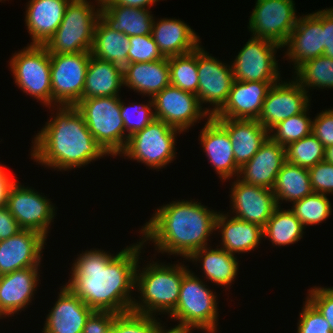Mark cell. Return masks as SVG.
<instances>
[{
  "label": "cell",
  "mask_w": 333,
  "mask_h": 333,
  "mask_svg": "<svg viewBox=\"0 0 333 333\" xmlns=\"http://www.w3.org/2000/svg\"><path fill=\"white\" fill-rule=\"evenodd\" d=\"M144 246L139 239L115 255L98 248L82 251L71 266L65 286L93 310L117 314L131 311L137 297L132 296L136 269Z\"/></svg>",
  "instance_id": "cell-1"
},
{
  "label": "cell",
  "mask_w": 333,
  "mask_h": 333,
  "mask_svg": "<svg viewBox=\"0 0 333 333\" xmlns=\"http://www.w3.org/2000/svg\"><path fill=\"white\" fill-rule=\"evenodd\" d=\"M47 108L53 112L31 142L30 156L34 162L63 172L110 156L94 139L76 106Z\"/></svg>",
  "instance_id": "cell-2"
},
{
  "label": "cell",
  "mask_w": 333,
  "mask_h": 333,
  "mask_svg": "<svg viewBox=\"0 0 333 333\" xmlns=\"http://www.w3.org/2000/svg\"><path fill=\"white\" fill-rule=\"evenodd\" d=\"M218 213L195 199L172 201L159 206L139 234L143 244L153 243L157 253L179 256L185 262L198 249L210 246Z\"/></svg>",
  "instance_id": "cell-3"
},
{
  "label": "cell",
  "mask_w": 333,
  "mask_h": 333,
  "mask_svg": "<svg viewBox=\"0 0 333 333\" xmlns=\"http://www.w3.org/2000/svg\"><path fill=\"white\" fill-rule=\"evenodd\" d=\"M158 262L152 259L140 267L139 260L135 275V291L139 294L131 311L157 317L161 314L169 316L175 310L181 282L189 266L179 260L175 264Z\"/></svg>",
  "instance_id": "cell-4"
},
{
  "label": "cell",
  "mask_w": 333,
  "mask_h": 333,
  "mask_svg": "<svg viewBox=\"0 0 333 333\" xmlns=\"http://www.w3.org/2000/svg\"><path fill=\"white\" fill-rule=\"evenodd\" d=\"M199 277L190 269L184 274L176 308L167 318L178 320V325L172 328L216 333L218 295L206 285L207 281Z\"/></svg>",
  "instance_id": "cell-5"
},
{
  "label": "cell",
  "mask_w": 333,
  "mask_h": 333,
  "mask_svg": "<svg viewBox=\"0 0 333 333\" xmlns=\"http://www.w3.org/2000/svg\"><path fill=\"white\" fill-rule=\"evenodd\" d=\"M93 1L69 2L61 24L44 45L50 55L91 51L95 27L101 17V0Z\"/></svg>",
  "instance_id": "cell-6"
},
{
  "label": "cell",
  "mask_w": 333,
  "mask_h": 333,
  "mask_svg": "<svg viewBox=\"0 0 333 333\" xmlns=\"http://www.w3.org/2000/svg\"><path fill=\"white\" fill-rule=\"evenodd\" d=\"M121 96L81 99L75 106L85 119L94 139L110 157H117L125 148L128 134L121 117Z\"/></svg>",
  "instance_id": "cell-7"
},
{
  "label": "cell",
  "mask_w": 333,
  "mask_h": 333,
  "mask_svg": "<svg viewBox=\"0 0 333 333\" xmlns=\"http://www.w3.org/2000/svg\"><path fill=\"white\" fill-rule=\"evenodd\" d=\"M182 132L162 120L154 119L143 130L128 138L118 156L144 163L149 169L161 170L176 158V138Z\"/></svg>",
  "instance_id": "cell-8"
},
{
  "label": "cell",
  "mask_w": 333,
  "mask_h": 333,
  "mask_svg": "<svg viewBox=\"0 0 333 333\" xmlns=\"http://www.w3.org/2000/svg\"><path fill=\"white\" fill-rule=\"evenodd\" d=\"M9 68L17 87L45 107H52L50 54L44 45H30L15 51Z\"/></svg>",
  "instance_id": "cell-9"
},
{
  "label": "cell",
  "mask_w": 333,
  "mask_h": 333,
  "mask_svg": "<svg viewBox=\"0 0 333 333\" xmlns=\"http://www.w3.org/2000/svg\"><path fill=\"white\" fill-rule=\"evenodd\" d=\"M282 47L273 41L250 37L232 60L234 80L279 82L280 69L276 53Z\"/></svg>",
  "instance_id": "cell-10"
},
{
  "label": "cell",
  "mask_w": 333,
  "mask_h": 333,
  "mask_svg": "<svg viewBox=\"0 0 333 333\" xmlns=\"http://www.w3.org/2000/svg\"><path fill=\"white\" fill-rule=\"evenodd\" d=\"M91 52L50 55L52 107L75 106L82 98Z\"/></svg>",
  "instance_id": "cell-11"
},
{
  "label": "cell",
  "mask_w": 333,
  "mask_h": 333,
  "mask_svg": "<svg viewBox=\"0 0 333 333\" xmlns=\"http://www.w3.org/2000/svg\"><path fill=\"white\" fill-rule=\"evenodd\" d=\"M252 10L247 25L251 36L273 41L281 47L299 19L294 0H256Z\"/></svg>",
  "instance_id": "cell-12"
},
{
  "label": "cell",
  "mask_w": 333,
  "mask_h": 333,
  "mask_svg": "<svg viewBox=\"0 0 333 333\" xmlns=\"http://www.w3.org/2000/svg\"><path fill=\"white\" fill-rule=\"evenodd\" d=\"M211 55L202 45L197 48V97L202 108L213 117L226 102L235 80L231 63L229 65ZM203 104L209 106L204 107Z\"/></svg>",
  "instance_id": "cell-13"
},
{
  "label": "cell",
  "mask_w": 333,
  "mask_h": 333,
  "mask_svg": "<svg viewBox=\"0 0 333 333\" xmlns=\"http://www.w3.org/2000/svg\"><path fill=\"white\" fill-rule=\"evenodd\" d=\"M54 205L47 195L17 180L9 191L6 207L22 229H32L47 238L57 214Z\"/></svg>",
  "instance_id": "cell-14"
},
{
  "label": "cell",
  "mask_w": 333,
  "mask_h": 333,
  "mask_svg": "<svg viewBox=\"0 0 333 333\" xmlns=\"http://www.w3.org/2000/svg\"><path fill=\"white\" fill-rule=\"evenodd\" d=\"M155 119L183 132L211 116L202 108L197 95L169 85L151 98Z\"/></svg>",
  "instance_id": "cell-15"
},
{
  "label": "cell",
  "mask_w": 333,
  "mask_h": 333,
  "mask_svg": "<svg viewBox=\"0 0 333 333\" xmlns=\"http://www.w3.org/2000/svg\"><path fill=\"white\" fill-rule=\"evenodd\" d=\"M287 80L281 79V82L273 84L263 102L257 120L268 131L281 121L304 112L311 105L309 93L294 78Z\"/></svg>",
  "instance_id": "cell-16"
},
{
  "label": "cell",
  "mask_w": 333,
  "mask_h": 333,
  "mask_svg": "<svg viewBox=\"0 0 333 333\" xmlns=\"http://www.w3.org/2000/svg\"><path fill=\"white\" fill-rule=\"evenodd\" d=\"M230 215L233 217L265 226L278 207L271 189L247 184L237 178L231 183Z\"/></svg>",
  "instance_id": "cell-17"
},
{
  "label": "cell",
  "mask_w": 333,
  "mask_h": 333,
  "mask_svg": "<svg viewBox=\"0 0 333 333\" xmlns=\"http://www.w3.org/2000/svg\"><path fill=\"white\" fill-rule=\"evenodd\" d=\"M282 48H287L283 58L287 57L286 60L292 63L293 71L305 62L322 56V10L299 16L296 26Z\"/></svg>",
  "instance_id": "cell-18"
},
{
  "label": "cell",
  "mask_w": 333,
  "mask_h": 333,
  "mask_svg": "<svg viewBox=\"0 0 333 333\" xmlns=\"http://www.w3.org/2000/svg\"><path fill=\"white\" fill-rule=\"evenodd\" d=\"M47 238L32 229L0 240V275L28 267H41Z\"/></svg>",
  "instance_id": "cell-19"
},
{
  "label": "cell",
  "mask_w": 333,
  "mask_h": 333,
  "mask_svg": "<svg viewBox=\"0 0 333 333\" xmlns=\"http://www.w3.org/2000/svg\"><path fill=\"white\" fill-rule=\"evenodd\" d=\"M40 271V267H28L0 275V319L28 308L35 299Z\"/></svg>",
  "instance_id": "cell-20"
},
{
  "label": "cell",
  "mask_w": 333,
  "mask_h": 333,
  "mask_svg": "<svg viewBox=\"0 0 333 333\" xmlns=\"http://www.w3.org/2000/svg\"><path fill=\"white\" fill-rule=\"evenodd\" d=\"M277 82H233L223 107L214 119H258L263 102L273 84Z\"/></svg>",
  "instance_id": "cell-21"
},
{
  "label": "cell",
  "mask_w": 333,
  "mask_h": 333,
  "mask_svg": "<svg viewBox=\"0 0 333 333\" xmlns=\"http://www.w3.org/2000/svg\"><path fill=\"white\" fill-rule=\"evenodd\" d=\"M198 136L208 162L222 181L237 178L239 167L235 163L233 146L228 132L213 118L205 121Z\"/></svg>",
  "instance_id": "cell-22"
},
{
  "label": "cell",
  "mask_w": 333,
  "mask_h": 333,
  "mask_svg": "<svg viewBox=\"0 0 333 333\" xmlns=\"http://www.w3.org/2000/svg\"><path fill=\"white\" fill-rule=\"evenodd\" d=\"M58 292L57 301L48 310L42 333H82L89 315L94 311L67 286Z\"/></svg>",
  "instance_id": "cell-23"
},
{
  "label": "cell",
  "mask_w": 333,
  "mask_h": 333,
  "mask_svg": "<svg viewBox=\"0 0 333 333\" xmlns=\"http://www.w3.org/2000/svg\"><path fill=\"white\" fill-rule=\"evenodd\" d=\"M285 162V147L268 137L258 152L239 168L237 179L272 190Z\"/></svg>",
  "instance_id": "cell-24"
},
{
  "label": "cell",
  "mask_w": 333,
  "mask_h": 333,
  "mask_svg": "<svg viewBox=\"0 0 333 333\" xmlns=\"http://www.w3.org/2000/svg\"><path fill=\"white\" fill-rule=\"evenodd\" d=\"M71 0H29L25 9V26L30 45H45L61 24Z\"/></svg>",
  "instance_id": "cell-25"
},
{
  "label": "cell",
  "mask_w": 333,
  "mask_h": 333,
  "mask_svg": "<svg viewBox=\"0 0 333 333\" xmlns=\"http://www.w3.org/2000/svg\"><path fill=\"white\" fill-rule=\"evenodd\" d=\"M154 18L152 37L163 57L170 58L196 50L201 38L187 23L174 18Z\"/></svg>",
  "instance_id": "cell-26"
},
{
  "label": "cell",
  "mask_w": 333,
  "mask_h": 333,
  "mask_svg": "<svg viewBox=\"0 0 333 333\" xmlns=\"http://www.w3.org/2000/svg\"><path fill=\"white\" fill-rule=\"evenodd\" d=\"M215 231L221 235V244L217 246L234 256L256 250L263 239L261 226L230 216L229 212L219 211Z\"/></svg>",
  "instance_id": "cell-27"
},
{
  "label": "cell",
  "mask_w": 333,
  "mask_h": 333,
  "mask_svg": "<svg viewBox=\"0 0 333 333\" xmlns=\"http://www.w3.org/2000/svg\"><path fill=\"white\" fill-rule=\"evenodd\" d=\"M229 134L235 163H247L269 137V131L257 119H215Z\"/></svg>",
  "instance_id": "cell-28"
},
{
  "label": "cell",
  "mask_w": 333,
  "mask_h": 333,
  "mask_svg": "<svg viewBox=\"0 0 333 333\" xmlns=\"http://www.w3.org/2000/svg\"><path fill=\"white\" fill-rule=\"evenodd\" d=\"M203 247L195 251L187 260L195 262L201 269L202 276L209 283H214L222 288L230 289L232 283L236 280L239 271V261L237 256L232 255L228 251L216 246ZM204 274V276H203Z\"/></svg>",
  "instance_id": "cell-29"
},
{
  "label": "cell",
  "mask_w": 333,
  "mask_h": 333,
  "mask_svg": "<svg viewBox=\"0 0 333 333\" xmlns=\"http://www.w3.org/2000/svg\"><path fill=\"white\" fill-rule=\"evenodd\" d=\"M170 85L168 58L146 63H129L123 68V87L150 99Z\"/></svg>",
  "instance_id": "cell-30"
},
{
  "label": "cell",
  "mask_w": 333,
  "mask_h": 333,
  "mask_svg": "<svg viewBox=\"0 0 333 333\" xmlns=\"http://www.w3.org/2000/svg\"><path fill=\"white\" fill-rule=\"evenodd\" d=\"M121 86L123 87V69L91 55L81 99L120 96Z\"/></svg>",
  "instance_id": "cell-31"
},
{
  "label": "cell",
  "mask_w": 333,
  "mask_h": 333,
  "mask_svg": "<svg viewBox=\"0 0 333 333\" xmlns=\"http://www.w3.org/2000/svg\"><path fill=\"white\" fill-rule=\"evenodd\" d=\"M150 9L101 5V18L120 33L130 36L152 34L154 14Z\"/></svg>",
  "instance_id": "cell-32"
},
{
  "label": "cell",
  "mask_w": 333,
  "mask_h": 333,
  "mask_svg": "<svg viewBox=\"0 0 333 333\" xmlns=\"http://www.w3.org/2000/svg\"><path fill=\"white\" fill-rule=\"evenodd\" d=\"M130 45L126 34L118 32L100 17L95 27L90 51L92 56L123 69L128 64Z\"/></svg>",
  "instance_id": "cell-33"
},
{
  "label": "cell",
  "mask_w": 333,
  "mask_h": 333,
  "mask_svg": "<svg viewBox=\"0 0 333 333\" xmlns=\"http://www.w3.org/2000/svg\"><path fill=\"white\" fill-rule=\"evenodd\" d=\"M272 191L279 207L283 202L294 203L312 194L308 169L286 161L276 177Z\"/></svg>",
  "instance_id": "cell-34"
},
{
  "label": "cell",
  "mask_w": 333,
  "mask_h": 333,
  "mask_svg": "<svg viewBox=\"0 0 333 333\" xmlns=\"http://www.w3.org/2000/svg\"><path fill=\"white\" fill-rule=\"evenodd\" d=\"M305 228L297 217L287 208L277 207L263 227V239L272 246H289L303 238Z\"/></svg>",
  "instance_id": "cell-35"
},
{
  "label": "cell",
  "mask_w": 333,
  "mask_h": 333,
  "mask_svg": "<svg viewBox=\"0 0 333 333\" xmlns=\"http://www.w3.org/2000/svg\"><path fill=\"white\" fill-rule=\"evenodd\" d=\"M293 74V78L307 92L311 89H333L332 58L318 56L300 65Z\"/></svg>",
  "instance_id": "cell-36"
},
{
  "label": "cell",
  "mask_w": 333,
  "mask_h": 333,
  "mask_svg": "<svg viewBox=\"0 0 333 333\" xmlns=\"http://www.w3.org/2000/svg\"><path fill=\"white\" fill-rule=\"evenodd\" d=\"M170 85L197 95V49L183 55L168 58Z\"/></svg>",
  "instance_id": "cell-37"
},
{
  "label": "cell",
  "mask_w": 333,
  "mask_h": 333,
  "mask_svg": "<svg viewBox=\"0 0 333 333\" xmlns=\"http://www.w3.org/2000/svg\"><path fill=\"white\" fill-rule=\"evenodd\" d=\"M332 203L326 194L312 193L292 203L289 210L297 217L306 229L307 226L318 225L332 214Z\"/></svg>",
  "instance_id": "cell-38"
},
{
  "label": "cell",
  "mask_w": 333,
  "mask_h": 333,
  "mask_svg": "<svg viewBox=\"0 0 333 333\" xmlns=\"http://www.w3.org/2000/svg\"><path fill=\"white\" fill-rule=\"evenodd\" d=\"M325 151L324 145L311 133L285 147L286 161L309 169L325 160Z\"/></svg>",
  "instance_id": "cell-39"
},
{
  "label": "cell",
  "mask_w": 333,
  "mask_h": 333,
  "mask_svg": "<svg viewBox=\"0 0 333 333\" xmlns=\"http://www.w3.org/2000/svg\"><path fill=\"white\" fill-rule=\"evenodd\" d=\"M308 107L304 112L293 115L281 121L269 131V137L286 147L288 144L298 141L312 133V118L309 117Z\"/></svg>",
  "instance_id": "cell-40"
},
{
  "label": "cell",
  "mask_w": 333,
  "mask_h": 333,
  "mask_svg": "<svg viewBox=\"0 0 333 333\" xmlns=\"http://www.w3.org/2000/svg\"><path fill=\"white\" fill-rule=\"evenodd\" d=\"M148 103L137 104L132 102L128 105L121 100V117L123 119L125 132L128 133V138L135 132L143 130L154 119V107L152 100L148 99Z\"/></svg>",
  "instance_id": "cell-41"
},
{
  "label": "cell",
  "mask_w": 333,
  "mask_h": 333,
  "mask_svg": "<svg viewBox=\"0 0 333 333\" xmlns=\"http://www.w3.org/2000/svg\"><path fill=\"white\" fill-rule=\"evenodd\" d=\"M130 49L128 51L129 63H146L163 59L152 34L130 36Z\"/></svg>",
  "instance_id": "cell-42"
},
{
  "label": "cell",
  "mask_w": 333,
  "mask_h": 333,
  "mask_svg": "<svg viewBox=\"0 0 333 333\" xmlns=\"http://www.w3.org/2000/svg\"><path fill=\"white\" fill-rule=\"evenodd\" d=\"M164 326L159 317L133 311L120 314V333H158Z\"/></svg>",
  "instance_id": "cell-43"
},
{
  "label": "cell",
  "mask_w": 333,
  "mask_h": 333,
  "mask_svg": "<svg viewBox=\"0 0 333 333\" xmlns=\"http://www.w3.org/2000/svg\"><path fill=\"white\" fill-rule=\"evenodd\" d=\"M296 333H332L329 323L307 298L299 313Z\"/></svg>",
  "instance_id": "cell-44"
},
{
  "label": "cell",
  "mask_w": 333,
  "mask_h": 333,
  "mask_svg": "<svg viewBox=\"0 0 333 333\" xmlns=\"http://www.w3.org/2000/svg\"><path fill=\"white\" fill-rule=\"evenodd\" d=\"M314 193L333 194V164L323 160L308 169Z\"/></svg>",
  "instance_id": "cell-45"
},
{
  "label": "cell",
  "mask_w": 333,
  "mask_h": 333,
  "mask_svg": "<svg viewBox=\"0 0 333 333\" xmlns=\"http://www.w3.org/2000/svg\"><path fill=\"white\" fill-rule=\"evenodd\" d=\"M306 298L323 315L333 333V287H311L307 291Z\"/></svg>",
  "instance_id": "cell-46"
},
{
  "label": "cell",
  "mask_w": 333,
  "mask_h": 333,
  "mask_svg": "<svg viewBox=\"0 0 333 333\" xmlns=\"http://www.w3.org/2000/svg\"><path fill=\"white\" fill-rule=\"evenodd\" d=\"M312 134L325 148L333 144V108L322 110L313 118Z\"/></svg>",
  "instance_id": "cell-47"
},
{
  "label": "cell",
  "mask_w": 333,
  "mask_h": 333,
  "mask_svg": "<svg viewBox=\"0 0 333 333\" xmlns=\"http://www.w3.org/2000/svg\"><path fill=\"white\" fill-rule=\"evenodd\" d=\"M117 313L94 310L86 320L82 333H106L110 330Z\"/></svg>",
  "instance_id": "cell-48"
},
{
  "label": "cell",
  "mask_w": 333,
  "mask_h": 333,
  "mask_svg": "<svg viewBox=\"0 0 333 333\" xmlns=\"http://www.w3.org/2000/svg\"><path fill=\"white\" fill-rule=\"evenodd\" d=\"M323 56L333 59V7L322 9Z\"/></svg>",
  "instance_id": "cell-49"
},
{
  "label": "cell",
  "mask_w": 333,
  "mask_h": 333,
  "mask_svg": "<svg viewBox=\"0 0 333 333\" xmlns=\"http://www.w3.org/2000/svg\"><path fill=\"white\" fill-rule=\"evenodd\" d=\"M16 219L11 215L7 207L0 208V240L7 239L21 231Z\"/></svg>",
  "instance_id": "cell-50"
},
{
  "label": "cell",
  "mask_w": 333,
  "mask_h": 333,
  "mask_svg": "<svg viewBox=\"0 0 333 333\" xmlns=\"http://www.w3.org/2000/svg\"><path fill=\"white\" fill-rule=\"evenodd\" d=\"M5 166L0 164V208L6 206L9 191L17 181V179H14V176L12 178Z\"/></svg>",
  "instance_id": "cell-51"
},
{
  "label": "cell",
  "mask_w": 333,
  "mask_h": 333,
  "mask_svg": "<svg viewBox=\"0 0 333 333\" xmlns=\"http://www.w3.org/2000/svg\"><path fill=\"white\" fill-rule=\"evenodd\" d=\"M160 0H101V5H121L132 8L150 9Z\"/></svg>",
  "instance_id": "cell-52"
},
{
  "label": "cell",
  "mask_w": 333,
  "mask_h": 333,
  "mask_svg": "<svg viewBox=\"0 0 333 333\" xmlns=\"http://www.w3.org/2000/svg\"><path fill=\"white\" fill-rule=\"evenodd\" d=\"M106 333H120V314L115 317L110 330Z\"/></svg>",
  "instance_id": "cell-53"
},
{
  "label": "cell",
  "mask_w": 333,
  "mask_h": 333,
  "mask_svg": "<svg viewBox=\"0 0 333 333\" xmlns=\"http://www.w3.org/2000/svg\"><path fill=\"white\" fill-rule=\"evenodd\" d=\"M166 327L167 326H164L158 333H193L192 331L188 330H181L172 327H168L170 329H167Z\"/></svg>",
  "instance_id": "cell-54"
},
{
  "label": "cell",
  "mask_w": 333,
  "mask_h": 333,
  "mask_svg": "<svg viewBox=\"0 0 333 333\" xmlns=\"http://www.w3.org/2000/svg\"><path fill=\"white\" fill-rule=\"evenodd\" d=\"M325 160L333 164V144L326 148Z\"/></svg>",
  "instance_id": "cell-55"
}]
</instances>
